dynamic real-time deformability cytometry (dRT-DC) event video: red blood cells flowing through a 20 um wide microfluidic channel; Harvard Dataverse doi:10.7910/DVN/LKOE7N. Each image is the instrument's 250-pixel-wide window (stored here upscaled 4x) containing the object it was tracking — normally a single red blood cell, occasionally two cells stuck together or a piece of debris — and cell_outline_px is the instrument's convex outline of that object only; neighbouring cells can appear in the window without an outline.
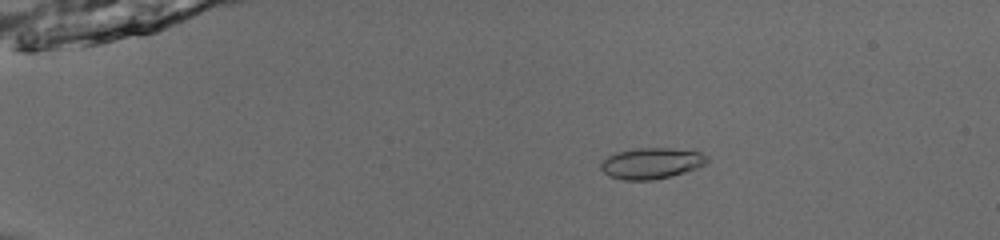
{"species": "common noctule bat (a hibernating species)", "species_latin": "Nyctalus noctula", "temperature_condition": "room temperature", "stored_images_in_passage": 49, "camera_frame_rate_fps": 3000, "um_per_image_px": 0.085, "animal": {"sex": "male", "body_mass_g": 13.0, "forearm_length_mm": 53.1}, "frame": {"image": 1, "passage_image": 7, "time_ms": 2.0, "image_size_px": [1000, 240], "cell_outline_px": [[708, 160], [704, 164], [696, 168], [672, 176], [652, 180], [624, 180], [608, 176], [600, 168], [600, 164], [608, 156], [616, 152], [636, 148], [668, 148], [700, 152], [708, 156]], "centroid_in_image_um": [55.35, 13.88], "position_along_channel_um": 29.7, "area_um2": 19.13}}
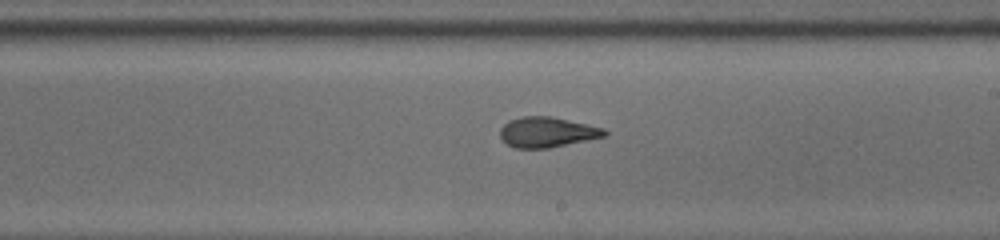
{"frame": {"image": 2, "passage_image": 29, "time_ms": 9.333, "image_size_px": [1000, 240], "cell_outline_px": [[608, 136], [548, 148], [512, 148], [500, 136], [500, 128], [508, 120], [524, 116], [552, 116], [604, 128], [608, 132]], "centroid_in_image_um": [46.52, 11.23], "position_along_channel_um": 242.5, "area_um2": 18.5}}
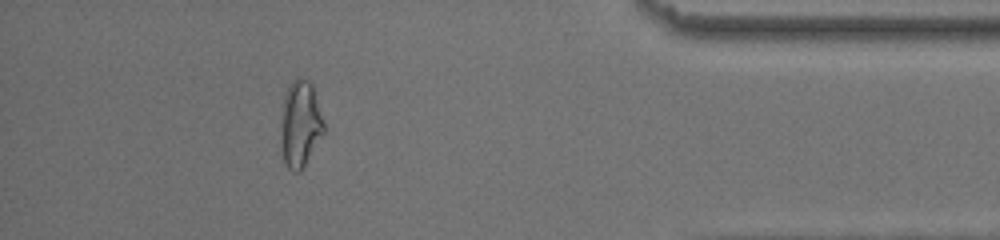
{"frame": {"image": 3, "passage_image": 44, "time_ms": 14.333, "image_size_px": [1000, 240], "cell_outline_px": [[324, 132], [300, 172], [296, 172], [288, 168], [284, 164], [284, 96], [292, 80], [308, 80], [312, 84], [324, 124]], "centroid_in_image_um": [25.58, 10.54], "position_along_channel_um": 409.6, "area_um2": 20.23}, "authors_computed_cell_mechanics": {"area_um2": 18.785, "velocity_mm_per_s": 3.9848, "shape_relaxation_time_tau1_ms": 3.8795, "shape_relaxation_time_tau2_ms": 1.1345, "deformation_change_tau1": 0.1494, "deformation_change_tau2": 0.0817}}